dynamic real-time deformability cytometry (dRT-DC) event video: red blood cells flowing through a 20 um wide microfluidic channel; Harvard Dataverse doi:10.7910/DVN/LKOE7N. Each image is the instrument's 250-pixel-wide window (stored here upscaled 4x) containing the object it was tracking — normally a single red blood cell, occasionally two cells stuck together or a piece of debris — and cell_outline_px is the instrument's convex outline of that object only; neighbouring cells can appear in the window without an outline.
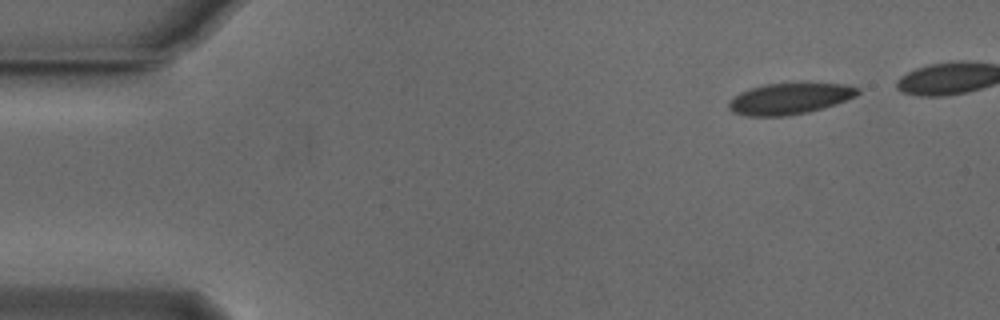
{"species": "Egyptian fruit bat (a non-hibernating species)", "species_latin": "Rousettus aegyptiacus", "temperature_condition": "cold", "stored_images_in_passage": 42, "camera_frame_rate_fps": 3000, "um_per_image_px": 0.085, "animal": {"sex": "male"}, "frame": {"image": 1, "passage_image": 1, "time_ms": 0.0, "image_size_px": [1000, 320], "cell_outline_px": [[860, 92], [856, 96], [836, 104], [808, 112], [788, 116], [744, 116], [732, 112], [728, 108], [728, 100], [740, 92], [748, 88], [764, 84], [800, 80], [848, 84], [860, 88]], "centroid_in_image_um": [67.14, 8.33], "position_along_channel_um": 17.9, "area_um2": 24.74}}
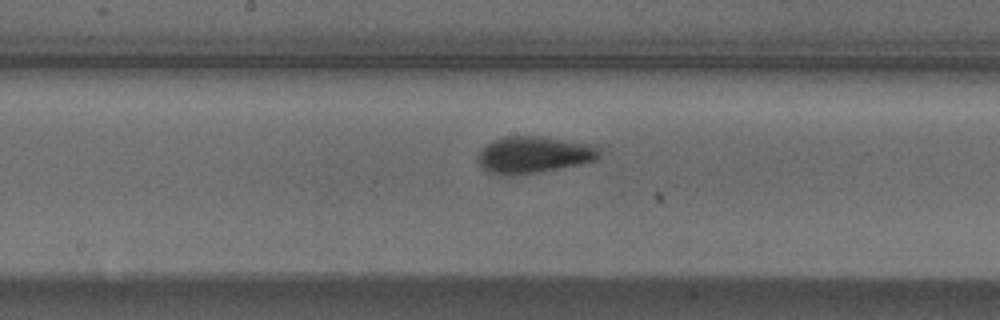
{"frame": {"image": 2, "passage_image": 23, "time_ms": 7.333, "image_size_px": [1000, 320], "cell_outline_px": [[600, 156], [596, 160], [580, 164], [560, 168], [536, 172], [488, 172], [480, 164], [480, 152], [492, 140], [508, 136], [536, 136], [600, 144]], "centroid_in_image_um": [45.53, 13.09], "position_along_channel_um": 202.7, "area_um2": 25.26}}
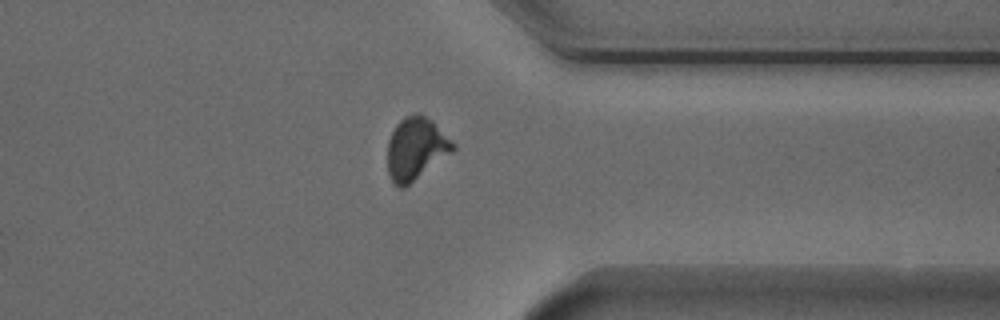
{"frame": {"image": 3, "passage_image": 37, "time_ms": 12.0, "image_size_px": [1000, 320], "cell_outline_px": [[456, 148], [452, 152], [404, 188], [400, 188], [392, 184], [388, 172], [388, 140], [396, 124], [404, 116], [416, 112], [420, 112], [432, 120], [456, 144]], "centroid_in_image_um": [35.34, 12.62], "position_along_channel_um": 376.1, "area_um2": 23.99}, "authors_computed_cell_mechanics": {"area_um2": 24.4205, "velocity_mm_per_s": 3.8312, "shape_relaxation_time_tau1_ms": 2.2131, "shape_relaxation_time_tau2_ms": 1.2261, "deformation_change_tau1": 0.1162, "deformation_change_tau2": 0.0567}}